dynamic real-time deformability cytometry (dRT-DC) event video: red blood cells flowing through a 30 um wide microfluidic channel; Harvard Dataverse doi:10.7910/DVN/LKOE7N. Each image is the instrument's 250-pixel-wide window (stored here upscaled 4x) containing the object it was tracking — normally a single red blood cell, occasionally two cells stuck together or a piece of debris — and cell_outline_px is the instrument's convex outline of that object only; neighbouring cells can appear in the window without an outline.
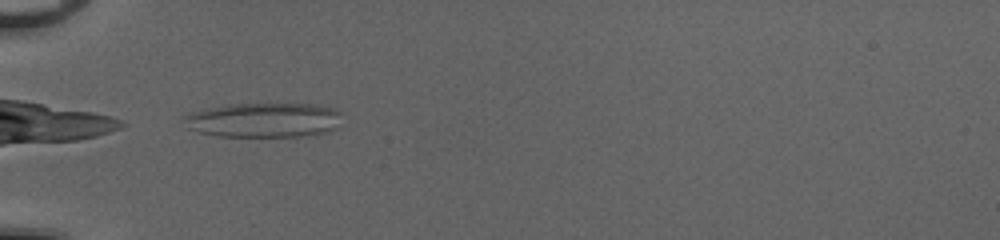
{"species": "common noctule bat (a hibernating species)", "species_latin": "Nyctalus noctula", "temperature_condition": "cold", "stored_images_in_passage": 32, "camera_frame_rate_fps": 3000, "um_per_image_px": 0.085, "animal": {"sex": "female", "body_mass_g": 20.0, "forearm_length_mm": 54.0}, "frame": {"image": 1, "passage_image": 1, "time_ms": 0.0, "image_size_px": [1000, 240], "cell_outline_px": [[340, 112], [332, 128], [328, 132], [300, 136], [220, 136], [200, 132], [188, 128], [180, 116], [204, 108], [224, 104], [312, 104], [336, 108]], "centroid_in_image_um": [22.31, 10.19], "position_along_channel_um": 62.7, "area_um2": 31.67}}
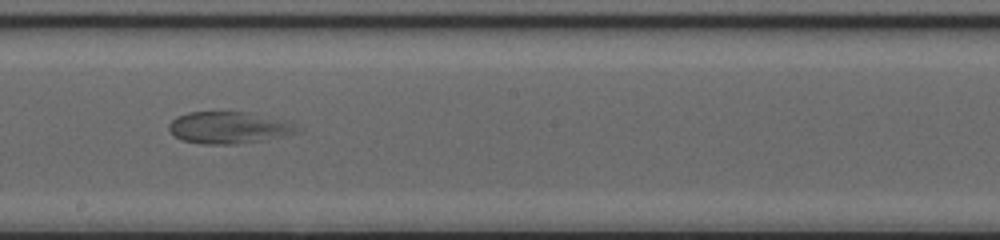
{"frame": {"image": 2, "passage_image": 14, "time_ms": 4.333, "image_size_px": [1000, 240], "cell_outline_px": [[304, 128], [296, 132], [264, 140], [236, 144], [204, 144], [180, 140], [168, 128], [168, 124], [176, 116], [188, 112], [252, 112], [292, 120]], "centroid_in_image_um": [19.54, 10.83], "position_along_channel_um": 228.7, "area_um2": 24.33}}
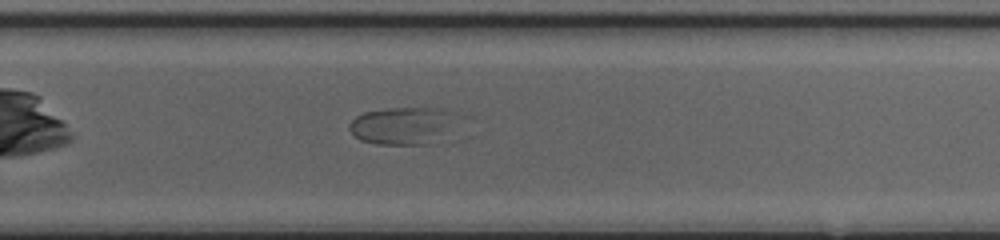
{"frame": {"image": 3, "passage_image": 19, "time_ms": 6.0, "image_size_px": [1000, 240], "cell_outline_px": [[452, 112], [436, 144], [376, 144], [360, 140], [348, 128], [348, 124], [356, 116], [364, 112], [388, 108], [440, 108]], "centroid_in_image_um": [34.04, 10.69], "position_along_channel_um": 295.8, "area_um2": 22.54}}